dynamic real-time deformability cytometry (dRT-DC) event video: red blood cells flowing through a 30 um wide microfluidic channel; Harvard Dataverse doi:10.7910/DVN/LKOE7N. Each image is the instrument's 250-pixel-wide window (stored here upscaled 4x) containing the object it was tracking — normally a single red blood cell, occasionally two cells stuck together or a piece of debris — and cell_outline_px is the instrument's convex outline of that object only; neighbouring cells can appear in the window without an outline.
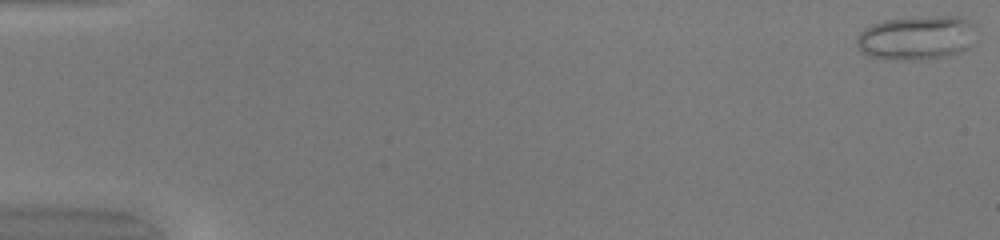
{"species": "common noctule bat (a hibernating species)", "species_latin": "Nyctalus noctula", "temperature_condition": "warm", "stored_images_in_passage": 50, "camera_frame_rate_fps": 3000, "um_per_image_px": 0.085, "animal": {"sex": "female", "body_mass_g": 20.0, "forearm_length_mm": 54.0}, "frame": {"image": 1, "passage_image": 1, "time_ms": 0.0, "image_size_px": [1000, 240], "cell_outline_px": [[968, 48], [960, 52], [944, 56], [912, 60], [884, 60], [868, 56], [856, 44], [856, 36], [864, 28], [872, 24], [884, 20], [948, 16], [960, 16], [968, 24]], "centroid_in_image_um": [77.72, 3.24], "position_along_channel_um": 7.3, "area_um2": 29.59}}
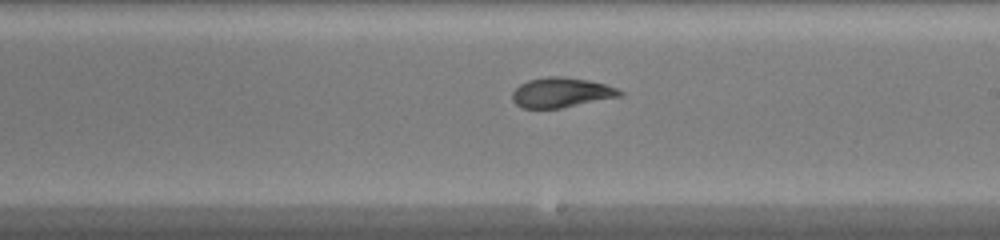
{"frame": {"image": 2, "passage_image": 30, "time_ms": 9.667, "image_size_px": [1000, 240], "cell_outline_px": [[624, 96], [560, 108], [520, 108], [512, 100], [512, 92], [520, 84], [528, 80], [548, 76], [560, 76], [588, 80], [604, 84], [616, 88], [624, 92]], "centroid_in_image_um": [47.71, 7.87], "position_along_channel_um": 241.3, "area_um2": 18.79}}
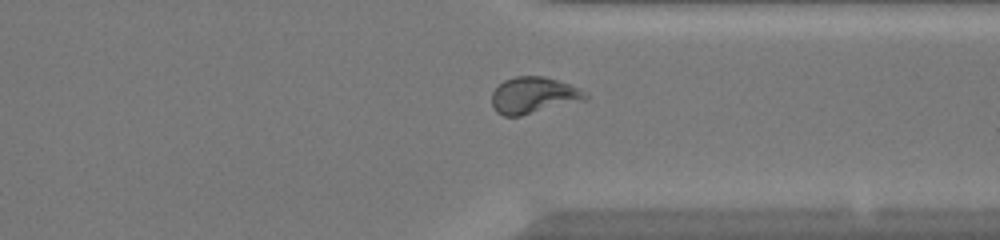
{"frame": {"image": 3, "passage_image": 39, "time_ms": 12.667, "image_size_px": [1000, 240], "cell_outline_px": [[588, 100], [520, 116], [504, 116], [496, 112], [492, 104], [492, 92], [504, 80], [516, 76], [544, 76], [580, 88], [588, 92]], "centroid_in_image_um": [45.39, 8.11], "position_along_channel_um": 366.0, "area_um2": 20.06}, "authors_computed_cell_mechanics": {"area_um2": 19.7676, "velocity_mm_per_s": 4.162, "shape_relaxation_time_tau1_ms": null, "shape_relaxation_time_tau2_ms": 1.8476, "deformation_change_tau1": null, "deformation_change_tau2": 0.0811}}